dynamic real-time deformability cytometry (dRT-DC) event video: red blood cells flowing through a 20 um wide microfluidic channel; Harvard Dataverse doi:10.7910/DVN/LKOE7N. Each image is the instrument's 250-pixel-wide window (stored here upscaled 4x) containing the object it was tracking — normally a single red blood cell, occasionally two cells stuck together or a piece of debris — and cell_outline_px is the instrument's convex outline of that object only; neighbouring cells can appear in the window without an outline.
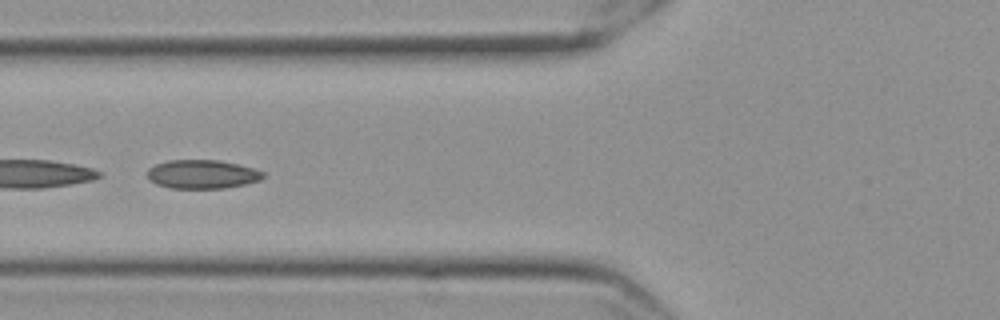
{"species": "Egyptian fruit bat (a non-hibernating species)", "species_latin": "Rousettus aegyptiacus", "temperature_condition": "cold", "stored_images_in_passage": 57, "segment_of_instrument_passage": [2, 2], "camera_frame_rate_fps": 3000, "um_per_image_px": 0.085, "frame": {"image": 1, "passage_image": 23, "time_ms": 7.333, "image_size_px": [1000, 320], "cell_outline_px": [[264, 176], [260, 180], [244, 184], [224, 188], [172, 188], [156, 184], [148, 180], [148, 168], [156, 164], [168, 160], [220, 160], [252, 168], [264, 172]], "centroid_in_image_um": [17.16, 14.81], "position_along_channel_um": 108.6, "area_um2": 19.31}}
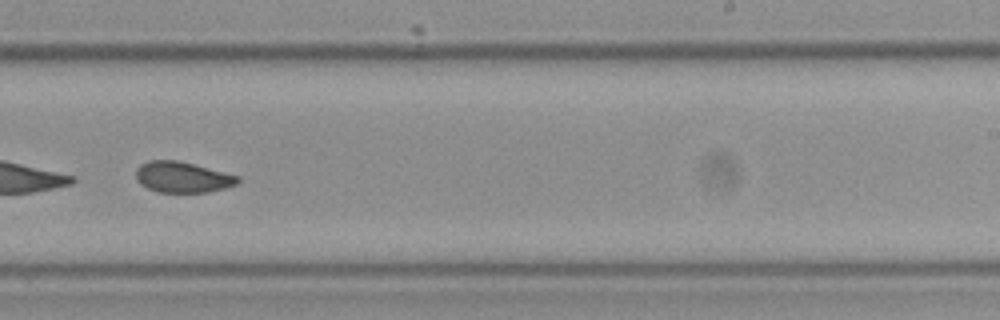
{"frame": {"image": 2, "passage_image": 37, "time_ms": 12.0, "image_size_px": [1000, 320], "cell_outline_px": [[240, 180], [236, 184], [224, 188], [208, 192], [160, 192], [148, 188], [140, 184], [136, 180], [136, 168], [140, 164], [148, 160], [176, 160], [240, 176]], "centroid_in_image_um": [15.48, 15.05], "position_along_channel_um": 273.5, "area_um2": 18.21}}
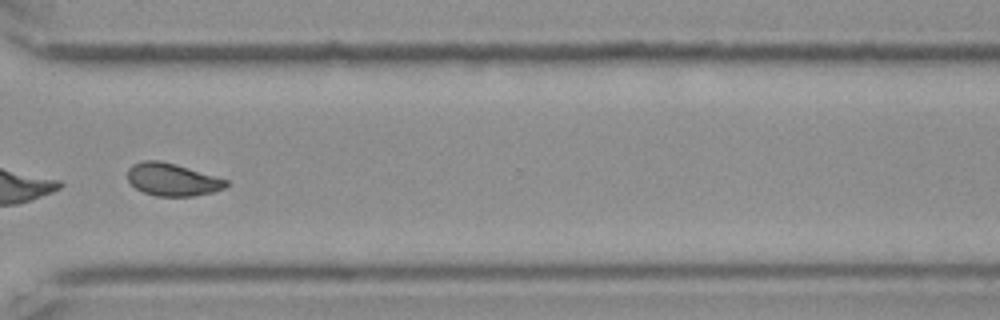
{"frame": {"image": 3, "passage_image": 44, "time_ms": 14.333, "image_size_px": [1000, 320], "cell_outline_px": [[228, 184], [224, 188], [212, 192], [192, 196], [156, 196], [144, 192], [136, 188], [128, 180], [128, 168], [132, 164], [144, 160], [160, 160], [176, 164], [228, 180]], "centroid_in_image_um": [14.63, 15.25], "position_along_channel_um": 356.0, "area_um2": 18.61}}